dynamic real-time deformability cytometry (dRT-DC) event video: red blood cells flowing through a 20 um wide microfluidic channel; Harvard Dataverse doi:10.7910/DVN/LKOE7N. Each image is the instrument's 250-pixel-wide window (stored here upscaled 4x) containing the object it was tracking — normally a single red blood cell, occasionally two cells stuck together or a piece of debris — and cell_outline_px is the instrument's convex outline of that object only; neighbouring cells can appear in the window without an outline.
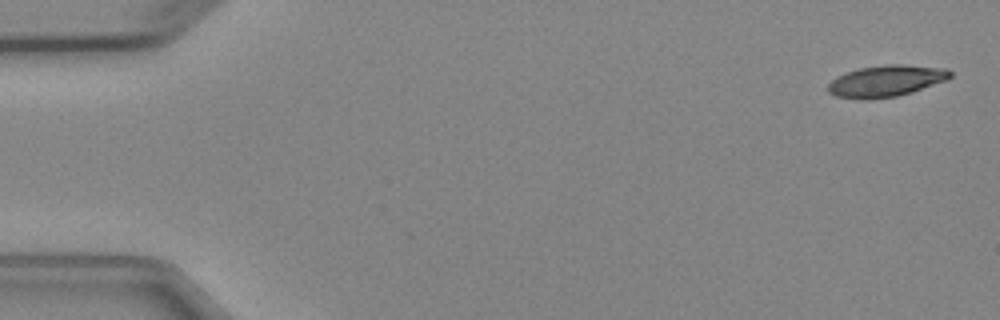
{"species": "Egyptian fruit bat (a non-hibernating species)", "species_latin": "Rousettus aegyptiacus", "temperature_condition": "cold", "stored_images_in_passage": 6, "camera_frame_rate_fps": 3000, "um_per_image_px": 0.085, "animal": {"sex": "female"}, "frame": {"image": 1, "passage_image": 1, "time_ms": 0.0, "image_size_px": [1000, 320], "cell_outline_px": [[952, 76], [948, 80], [912, 92], [896, 96], [868, 100], [860, 100], [836, 96], [828, 92], [828, 84], [836, 76], [860, 68], [888, 64], [904, 64], [948, 68], [952, 72]], "centroid_in_image_um": [75.35, 6.88], "position_along_channel_um": 9.7, "area_um2": 22.66}}
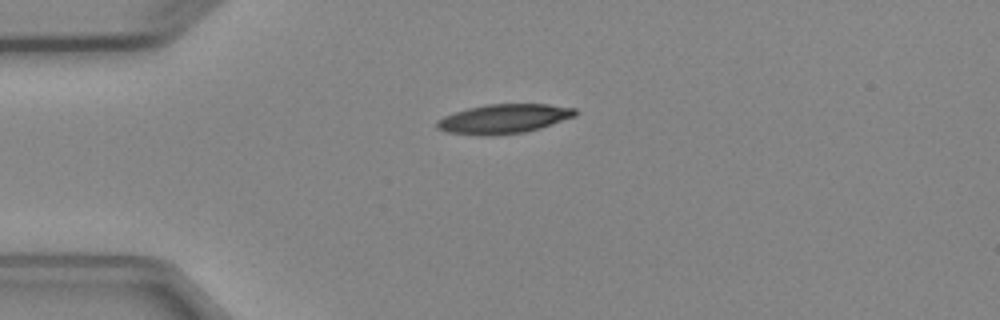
{"frame": {"image": 2, "passage_image": 4, "time_ms": 3.667, "image_size_px": [1000, 320], "cell_outline_px": [[576, 116], [540, 128], [524, 132], [492, 136], [480, 136], [444, 132], [436, 128], [436, 120], [444, 116], [468, 108], [488, 104], [548, 104], [576, 108]], "centroid_in_image_um": [42.79, 10.11], "position_along_channel_um": 42.2, "area_um2": 23.81}}